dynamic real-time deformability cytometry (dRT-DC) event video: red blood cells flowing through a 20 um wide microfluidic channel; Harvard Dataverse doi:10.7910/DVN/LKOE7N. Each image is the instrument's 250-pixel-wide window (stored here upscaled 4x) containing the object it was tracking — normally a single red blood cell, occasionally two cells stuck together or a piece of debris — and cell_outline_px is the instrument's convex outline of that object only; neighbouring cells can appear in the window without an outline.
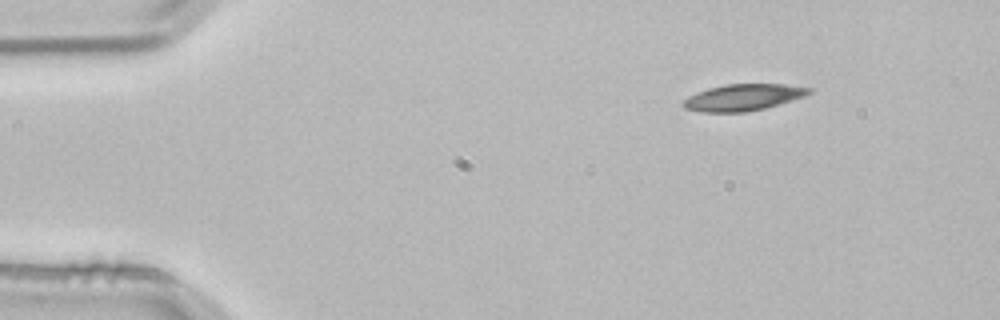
{"species": "common noctule bat (a hibernating species)", "species_latin": "Nyctalus noctula", "temperature_condition": "room temperature", "stored_images_in_passage": 4, "segment_of_instrument_passage": [2, 2], "camera_frame_rate_fps": 3000, "um_per_image_px": 0.085, "animal": {"sex": "male", "body_mass_g": 21.5, "forearm_length_mm": 52.0}, "frame": {"image": 1, "passage_image": 4, "time_ms": 1.0, "image_size_px": [1000, 320], "cell_outline_px": [[812, 92], [804, 96], [792, 100], [764, 108], [744, 112], [700, 112], [684, 108], [680, 104], [688, 96], [696, 92], [708, 88], [724, 84], [784, 84], [812, 88]], "centroid_in_image_um": [63.12, 8.27], "position_along_channel_um": 21.9, "area_um2": 19.48}}